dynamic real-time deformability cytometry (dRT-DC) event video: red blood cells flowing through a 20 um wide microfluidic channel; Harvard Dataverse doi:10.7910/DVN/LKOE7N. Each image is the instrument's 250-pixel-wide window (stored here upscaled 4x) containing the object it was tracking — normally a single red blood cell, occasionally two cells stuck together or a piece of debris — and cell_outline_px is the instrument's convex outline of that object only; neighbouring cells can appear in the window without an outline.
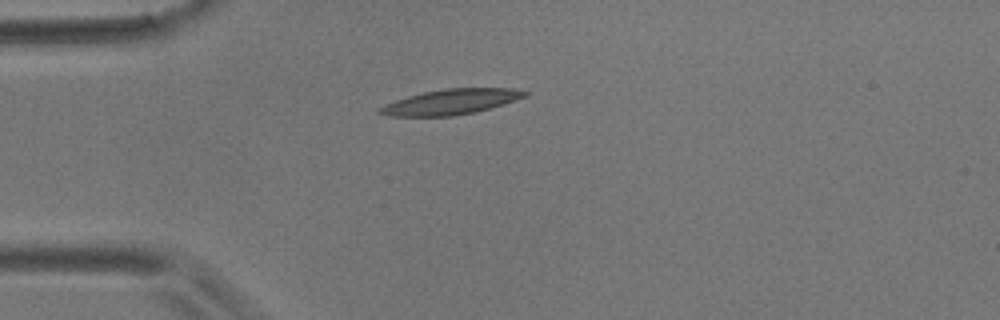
{"species": "common noctule bat (a hibernating species)", "species_latin": "Nyctalus noctula", "temperature_condition": "room temperature", "stored_images_in_passage": 6, "camera_frame_rate_fps": 3000, "um_per_image_px": 0.085, "animal": {"sex": "male", "body_mass_g": 17.9}, "frame": {"image": 1, "passage_image": 1, "time_ms": 0.0, "image_size_px": [1000, 320], "cell_outline_px": [[528, 96], [504, 104], [476, 112], [452, 116], [388, 116], [376, 112], [376, 108], [384, 104], [408, 96], [424, 92], [448, 88], [512, 88], [528, 92]], "centroid_in_image_um": [38.31, 8.66], "position_along_channel_um": 46.7, "area_um2": 21.44}}
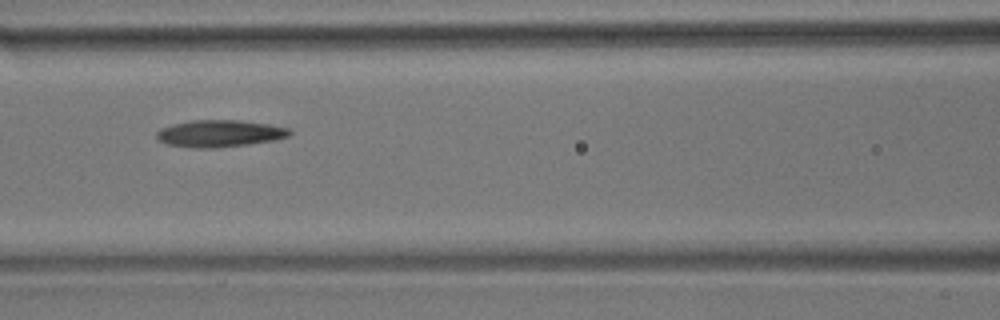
{"frame": {"image": 2, "passage_image": 4, "time_ms": 3.333, "image_size_px": [1000, 320], "cell_outline_px": [[292, 132], [288, 136], [276, 140], [248, 144], [216, 148], [192, 148], [168, 144], [156, 140], [156, 132], [160, 128], [172, 124], [192, 120], [240, 120], [268, 124], [288, 128]], "centroid_in_image_um": [18.63, 11.35], "position_along_channel_um": 148.0, "area_um2": 21.04}}
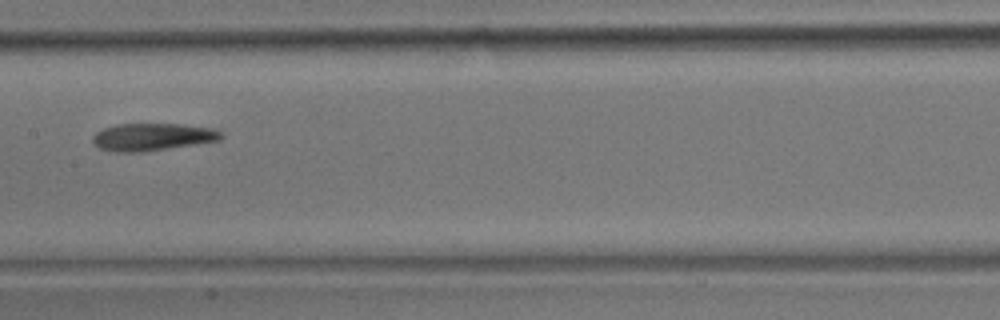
{"frame": {"image": 3, "passage_image": 5, "time_ms": 4.667, "image_size_px": [1000, 320], "cell_outline_px": [[224, 136], [220, 140], [196, 144], [140, 152], [116, 152], [100, 148], [92, 144], [92, 136], [96, 132], [104, 128], [116, 124], [176, 124], [212, 128], [224, 132]], "centroid_in_image_um": [12.94, 11.64], "position_along_channel_um": 194.5, "area_um2": 20.52}}